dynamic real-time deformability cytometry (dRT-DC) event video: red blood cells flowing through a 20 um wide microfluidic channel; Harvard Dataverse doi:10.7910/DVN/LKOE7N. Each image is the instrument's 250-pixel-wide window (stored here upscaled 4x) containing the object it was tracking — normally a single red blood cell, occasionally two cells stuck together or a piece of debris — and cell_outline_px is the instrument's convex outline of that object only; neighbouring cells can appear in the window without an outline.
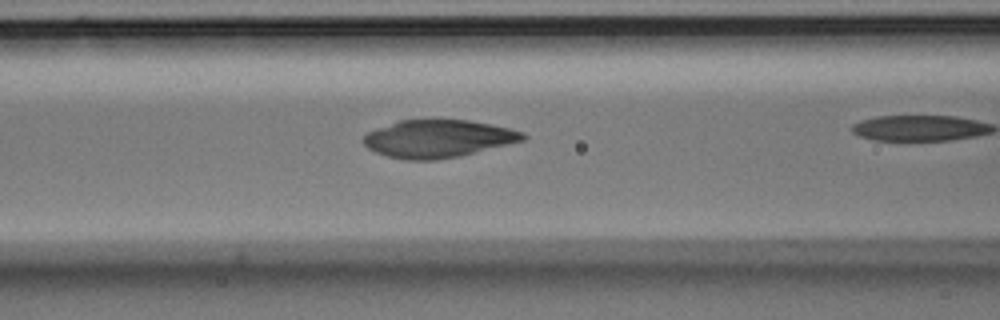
{"species": "Egyptian fruit bat (a non-hibernating species)", "species_latin": "Rousettus aegyptiacus", "temperature_condition": "room temperature", "stored_images_in_passage": 29, "camera_frame_rate_fps": 3000, "um_per_image_px": 0.085, "animal": {"sex": "male"}, "frame": {"image": 1, "passage_image": 8, "time_ms": 2.333, "image_size_px": [1000, 320], "cell_outline_px": [[528, 136], [524, 140], [460, 156], [436, 160], [404, 160], [388, 156], [376, 152], [368, 148], [364, 144], [364, 136], [368, 132], [376, 128], [400, 120], [468, 120], [508, 128], [524, 132]], "centroid_in_image_um": [37.23, 11.79], "position_along_channel_um": 129.4, "area_um2": 34.74}}
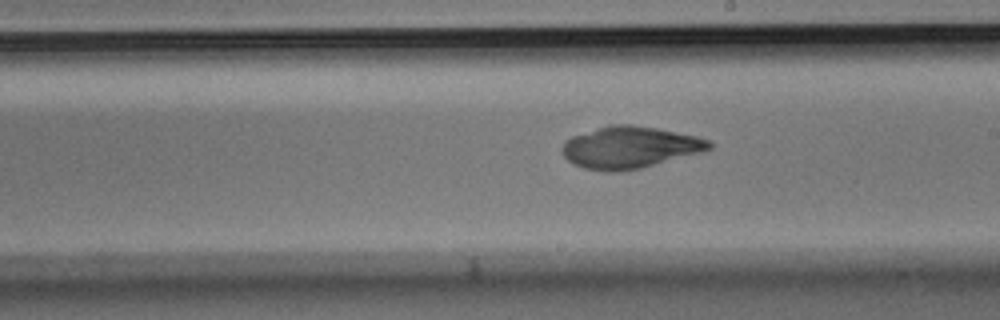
{"frame": {"image": 2, "passage_image": 17, "time_ms": 5.333, "image_size_px": [1000, 320], "cell_outline_px": [[712, 148], [704, 152], [640, 168], [620, 172], [604, 172], [584, 168], [572, 164], [560, 152], [560, 148], [564, 140], [572, 136], [608, 124], [632, 124], [656, 128], [696, 136], [708, 140], [712, 144]], "centroid_in_image_um": [53.49, 12.53], "position_along_channel_um": 235.5, "area_um2": 36.24}}
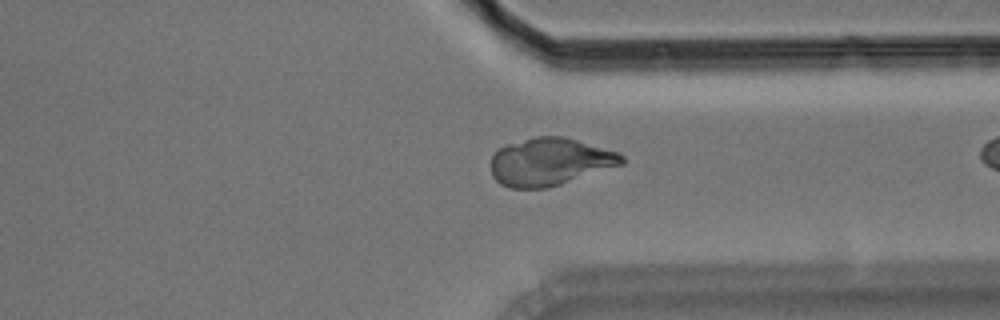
{"frame": {"image": 3, "passage_image": 28, "time_ms": 9.0, "image_size_px": [1000, 320], "cell_outline_px": [[624, 164], [548, 188], [512, 188], [500, 184], [492, 176], [492, 156], [504, 144], [536, 136], [564, 136], [616, 152], [624, 156]], "centroid_in_image_um": [46.72, 13.75], "position_along_channel_um": 364.7, "area_um2": 36.18}}